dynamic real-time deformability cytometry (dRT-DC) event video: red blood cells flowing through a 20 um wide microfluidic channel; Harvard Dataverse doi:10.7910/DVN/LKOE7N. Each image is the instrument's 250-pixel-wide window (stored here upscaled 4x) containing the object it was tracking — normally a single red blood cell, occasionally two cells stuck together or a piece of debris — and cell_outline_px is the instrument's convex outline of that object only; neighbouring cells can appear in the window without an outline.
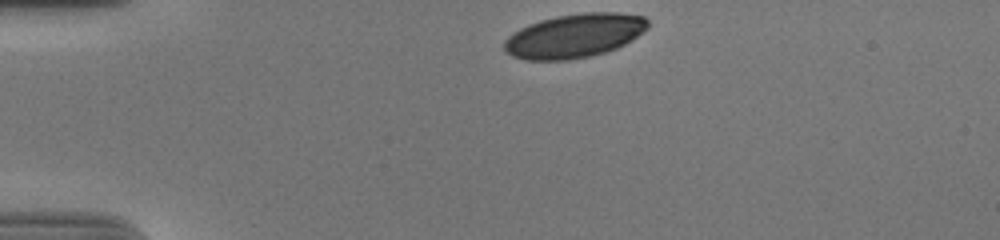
{"species": "human", "species_latin": "Homo sapiens", "temperature_condition": "cold", "stored_images_in_passage": 35, "camera_frame_rate_fps": 3000, "um_per_image_px": 0.085, "donor": {"sex": "male"}, "frame": {"image": 1, "passage_image": 1, "time_ms": 0.0, "image_size_px": [1000, 240], "cell_outline_px": [[648, 28], [644, 32], [624, 44], [616, 48], [592, 56], [568, 60], [524, 60], [512, 56], [504, 52], [504, 40], [512, 32], [528, 24], [540, 20], [556, 16], [584, 12], [616, 12], [644, 16], [648, 20]], "centroid_in_image_um": [48.8, 3.04], "position_along_channel_um": 36.2, "area_um2": 37.05}}
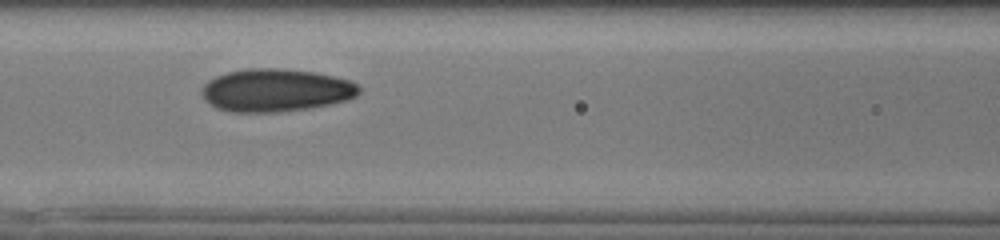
{"frame": {"image": 2, "passage_image": 14, "time_ms": 4.333, "image_size_px": [1000, 240], "cell_outline_px": [[360, 92], [356, 96], [348, 100], [308, 108], [280, 112], [232, 112], [216, 108], [204, 100], [200, 92], [200, 88], [208, 80], [216, 76], [228, 72], [252, 68], [276, 68], [312, 72], [332, 76], [348, 80], [360, 84]], "centroid_in_image_um": [23.41, 7.68], "position_along_channel_um": 143.2, "area_um2": 39.3}}
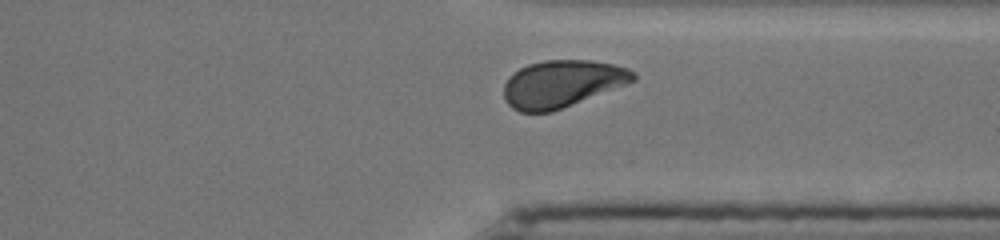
{"frame": {"image": 3, "passage_image": 32, "time_ms": 10.333, "image_size_px": [1000, 240], "cell_outline_px": [[636, 80], [552, 112], [520, 112], [512, 108], [508, 104], [504, 96], [504, 84], [508, 76], [512, 72], [528, 64], [544, 60], [588, 60], [612, 64], [628, 68], [636, 72]], "centroid_in_image_um": [47.74, 7.11], "position_along_channel_um": 363.7, "area_um2": 35.49}, "authors_computed_cell_mechanics": {"area_um2": 37.3388, "velocity_mm_per_s": 3.675, "shape_relaxation_time_tau1_ms": 5.5684, "shape_relaxation_time_tau2_ms": 1.4911, "deformation_change_tau1": 0.1487, "deformation_change_tau2": 0.0597}}